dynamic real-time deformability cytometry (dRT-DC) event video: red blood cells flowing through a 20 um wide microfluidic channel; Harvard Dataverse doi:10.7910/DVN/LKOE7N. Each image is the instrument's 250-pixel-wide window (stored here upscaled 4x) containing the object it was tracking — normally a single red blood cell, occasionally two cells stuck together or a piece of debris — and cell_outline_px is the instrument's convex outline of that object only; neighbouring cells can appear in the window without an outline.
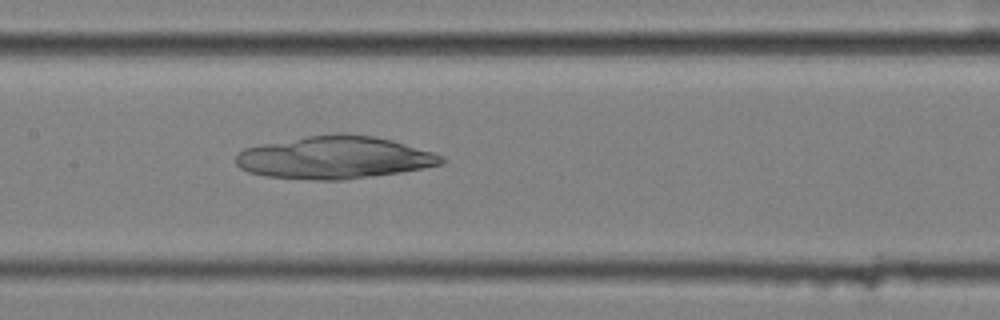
{"species": "common noctule bat (a hibernating species)", "species_latin": "Nyctalus noctula", "temperature_condition": "cold", "stored_images_in_passage": 55, "camera_frame_rate_fps": 3000, "um_per_image_px": 0.085, "animal": {"sex": "female", "body_mass_g": 25.1}, "frame": {"image": 1, "passage_image": 28, "time_ms": 9.0, "image_size_px": [1000, 320], "cell_outline_px": [[444, 164], [424, 168], [400, 172], [344, 180], [316, 180], [264, 176], [248, 172], [240, 168], [236, 164], [236, 152], [244, 148], [264, 144], [308, 136], [336, 132], [344, 132], [376, 136], [392, 140], [432, 152], [444, 156]], "centroid_in_image_um": [28.43, 13.38], "position_along_channel_um": 179.0, "area_um2": 51.21}}
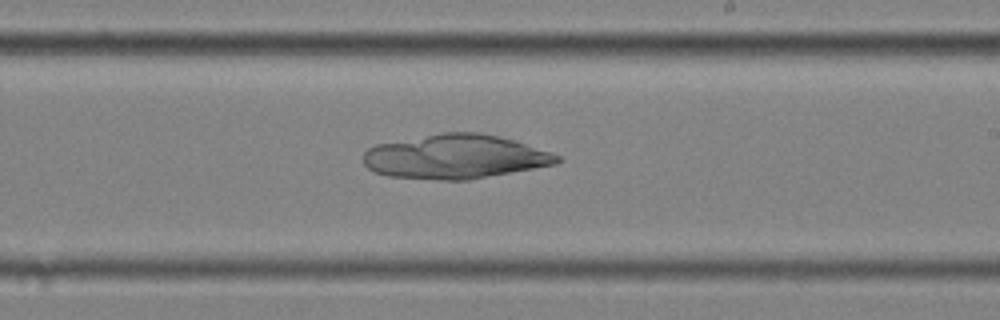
{"frame": {"image": 2, "passage_image": 34, "time_ms": 11.0, "image_size_px": [1000, 320], "cell_outline_px": [[564, 160], [556, 164], [468, 180], [440, 180], [388, 176], [372, 172], [364, 164], [364, 152], [368, 148], [376, 144], [440, 132], [480, 132], [512, 140], [552, 152], [560, 156]], "centroid_in_image_um": [38.67, 13.32], "position_along_channel_um": 250.3, "area_um2": 50.0}}
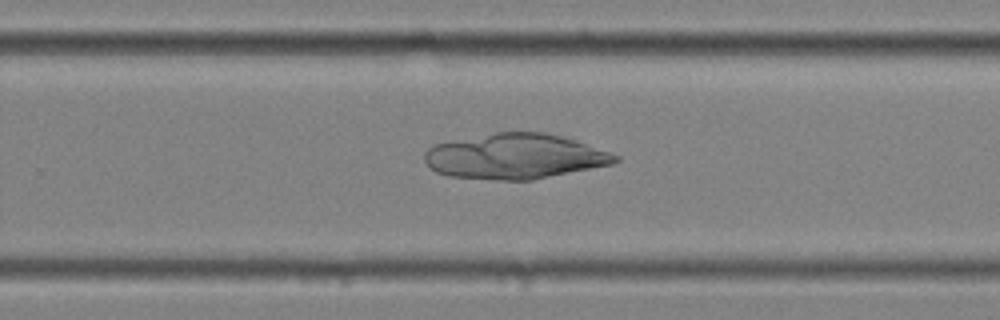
{"frame": {"image": 3, "passage_image": 37, "time_ms": 12.0, "image_size_px": [1000, 320], "cell_outline_px": [[620, 160], [612, 164], [532, 180], [496, 180], [448, 176], [436, 172], [424, 160], [424, 156], [428, 148], [436, 144], [496, 132], [544, 132], [564, 136], [612, 152], [620, 156]], "centroid_in_image_um": [43.82, 13.29], "position_along_channel_um": 286.0, "area_um2": 50.17}}